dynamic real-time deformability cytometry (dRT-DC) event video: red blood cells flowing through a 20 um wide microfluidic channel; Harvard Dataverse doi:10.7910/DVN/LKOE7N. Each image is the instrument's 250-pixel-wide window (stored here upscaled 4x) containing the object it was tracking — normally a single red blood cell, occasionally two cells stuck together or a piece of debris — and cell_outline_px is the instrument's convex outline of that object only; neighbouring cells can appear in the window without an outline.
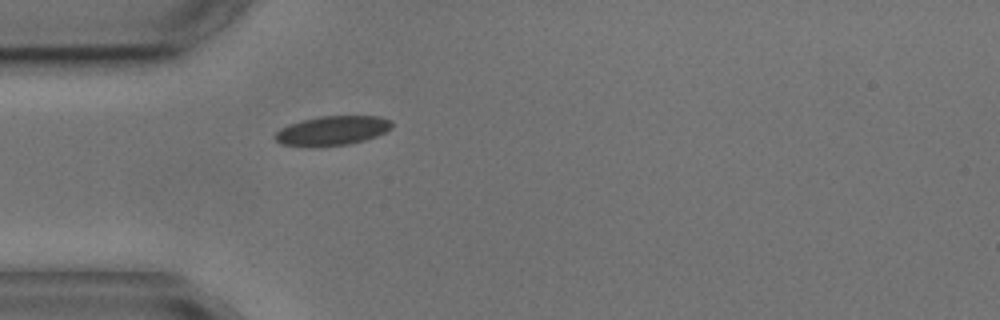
{"species": "common noctule bat (a hibernating species)", "species_latin": "Nyctalus noctula", "temperature_condition": "cold", "stored_images_in_passage": 1, "camera_frame_rate_fps": 3000, "um_per_image_px": 0.085, "animal": {"sex": "male", "body_mass_g": 17.9, "forearm_length_mm": 54.2}, "frame": {"image": 1, "passage_image": 1, "time_ms": 0.0, "image_size_px": [1000, 320], "cell_outline_px": [[392, 128], [376, 136], [364, 140], [348, 144], [280, 144], [272, 136], [280, 128], [288, 124], [300, 120], [320, 116], [380, 116], [392, 120]], "centroid_in_image_um": [28.27, 11.05], "position_along_channel_um": 56.7, "area_um2": 19.42}}